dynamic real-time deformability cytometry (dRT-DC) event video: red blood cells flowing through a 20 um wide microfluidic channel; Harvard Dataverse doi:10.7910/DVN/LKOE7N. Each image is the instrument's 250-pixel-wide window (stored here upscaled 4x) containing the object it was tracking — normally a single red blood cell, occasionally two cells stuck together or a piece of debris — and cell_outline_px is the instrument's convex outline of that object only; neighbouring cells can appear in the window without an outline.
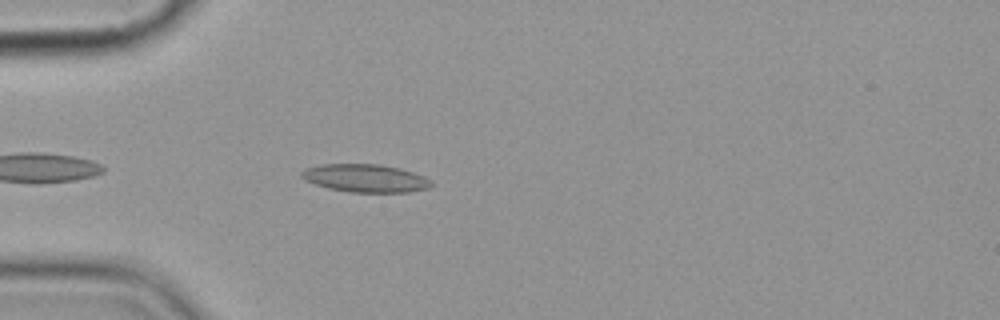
{"species": "common noctule bat (a hibernating species)", "species_latin": "Nyctalus noctula", "temperature_condition": "cold", "stored_images_in_passage": 7, "camera_frame_rate_fps": 3000, "um_per_image_px": 0.085, "animal": {"sex": "female", "body_mass_g": 19.9}, "frame": {"image": 1, "passage_image": 7, "time_ms": 7.0, "image_size_px": [1000, 320], "cell_outline_px": [[432, 184], [428, 188], [408, 192], [348, 192], [328, 188], [304, 180], [300, 176], [300, 172], [308, 168], [320, 164], [380, 164], [400, 168], [424, 176], [432, 180]], "centroid_in_image_um": [31.05, 15.14], "position_along_channel_um": 53.9, "area_um2": 21.15}}